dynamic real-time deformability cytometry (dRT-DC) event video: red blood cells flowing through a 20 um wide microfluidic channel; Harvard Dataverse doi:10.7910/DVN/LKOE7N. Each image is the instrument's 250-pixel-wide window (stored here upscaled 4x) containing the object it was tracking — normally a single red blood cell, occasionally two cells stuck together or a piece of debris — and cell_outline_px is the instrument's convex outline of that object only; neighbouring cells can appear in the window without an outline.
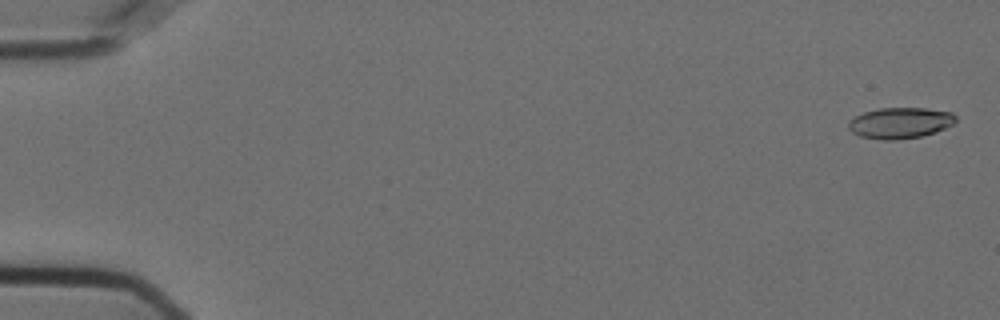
{"species": "Egyptian fruit bat (a non-hibernating species)", "species_latin": "Rousettus aegyptiacus", "temperature_condition": "cold", "stored_images_in_passage": 57, "camera_frame_rate_fps": 3000, "um_per_image_px": 0.085, "animal": {"sex": "female"}, "frame": {"image": 1, "passage_image": 2, "time_ms": 0.333, "image_size_px": [1000, 320], "cell_outline_px": [[956, 124], [936, 132], [920, 136], [896, 140], [880, 140], [860, 136], [852, 132], [848, 128], [848, 120], [864, 112], [880, 108], [924, 108], [952, 112], [956, 116]], "centroid_in_image_um": [76.53, 10.45], "position_along_channel_um": 8.5, "area_um2": 19.54}}
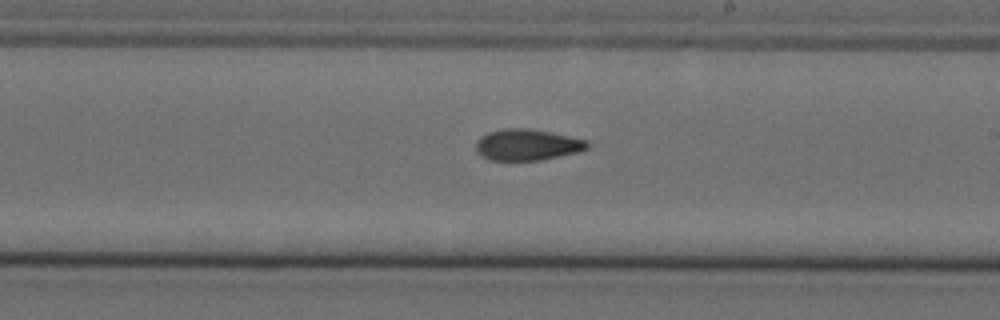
{"frame": {"image": 2, "passage_image": 34, "time_ms": 11.0, "image_size_px": [1000, 320], "cell_outline_px": [[588, 148], [576, 152], [540, 160], [488, 160], [480, 156], [476, 152], [476, 140], [480, 136], [488, 132], [504, 128], [532, 128], [552, 132], [588, 140]], "centroid_in_image_um": [44.76, 12.29], "position_along_channel_um": 244.2, "area_um2": 20.46}}
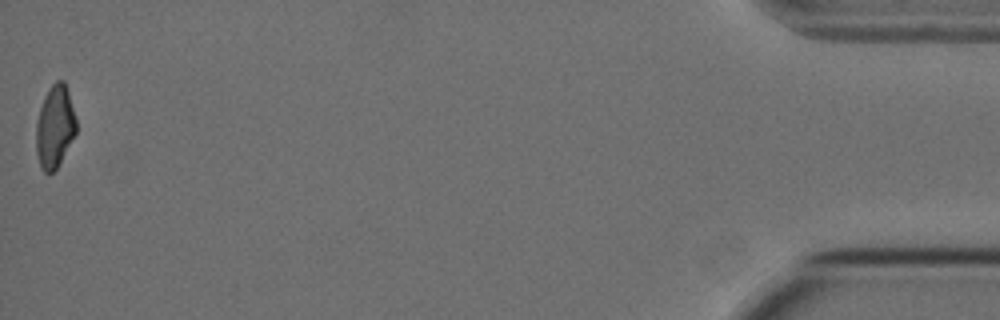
{"frame": {"image": 3, "passage_image": 57, "time_ms": 18.667, "image_size_px": [1000, 320], "cell_outline_px": [[76, 132], [56, 168], [52, 172], [44, 172], [40, 168], [36, 152], [36, 124], [40, 108], [44, 96], [48, 88], [56, 80], [64, 80], [68, 92], [76, 120]], "centroid_in_image_um": [4.64, 10.74], "position_along_channel_um": 430.6, "area_um2": 19.02}, "authors_computed_cell_mechanics": {"area_um2": 20.1144, "velocity_mm_per_s": 3.6263, "shape_relaxation_time_tau1_ms": null, "shape_relaxation_time_tau2_ms": 4.7805, "deformation_change_tau1": null, "deformation_change_tau2": 0.1155}}